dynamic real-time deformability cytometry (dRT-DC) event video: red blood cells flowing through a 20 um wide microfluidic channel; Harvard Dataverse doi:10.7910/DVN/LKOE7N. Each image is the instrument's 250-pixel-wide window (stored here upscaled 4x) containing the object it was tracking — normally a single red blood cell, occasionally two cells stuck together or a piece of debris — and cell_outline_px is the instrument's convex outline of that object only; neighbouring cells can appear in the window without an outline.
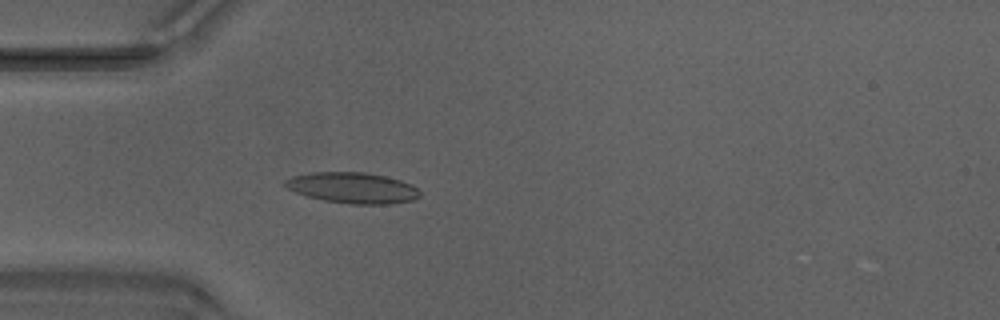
{"species": "Egyptian fruit bat (a non-hibernating species)", "species_latin": "Rousettus aegyptiacus", "temperature_condition": "warm", "stored_images_in_passage": 49, "camera_frame_rate_fps": 3000, "um_per_image_px": 0.085, "animal": {"sex": "male"}, "frame": {"image": 1, "passage_image": 15, "time_ms": 4.667, "image_size_px": [1000, 320], "cell_outline_px": [[420, 196], [412, 200], [392, 204], [352, 204], [324, 200], [308, 196], [296, 192], [280, 184], [284, 180], [292, 176], [312, 172], [364, 172], [384, 176], [400, 180], [416, 188], [420, 192]], "centroid_in_image_um": [29.93, 15.96], "position_along_channel_um": 55.1, "area_um2": 24.1}}
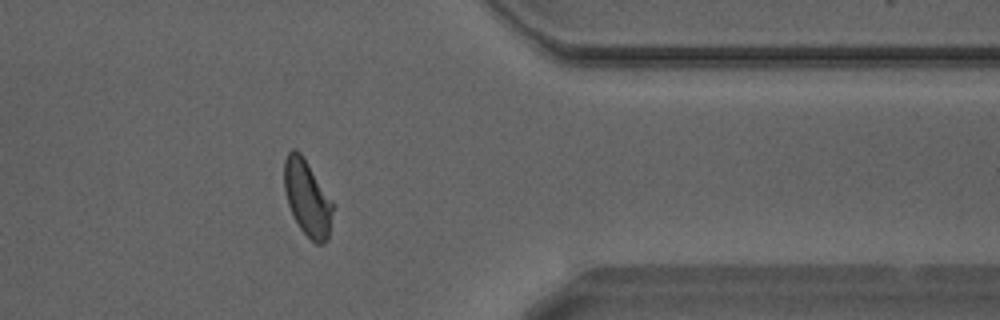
{"frame": {"image": 2, "passage_image": 40, "time_ms": 13.0, "image_size_px": [1000, 320], "cell_outline_px": [[332, 212], [328, 240], [324, 244], [316, 244], [300, 228], [288, 204], [284, 192], [284, 160], [288, 152], [292, 148], [296, 148], [304, 156], [332, 200]], "centroid_in_image_um": [26.11, 16.79], "position_along_channel_um": 385.3, "area_um2": 21.44}}
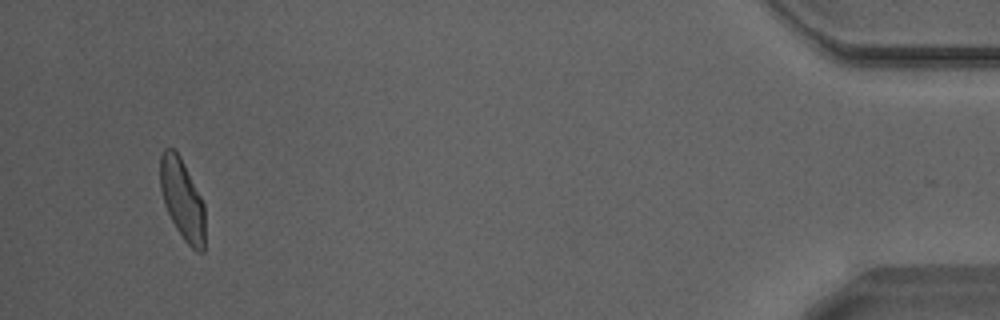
{"frame": {"image": 3, "passage_image": 47, "time_ms": 15.333, "image_size_px": [1000, 320], "cell_outline_px": [[204, 252], [196, 252], [184, 240], [176, 228], [164, 204], [160, 188], [160, 156], [164, 148], [172, 148], [180, 156], [204, 204]], "centroid_in_image_um": [15.48, 16.95], "position_along_channel_um": 419.7, "area_um2": 20.87}, "authors_computed_cell_mechanics": {"area_um2": 21.9062, "velocity_mm_per_s": 4.2251, "shape_relaxation_time_tau1_ms": 3.5988, "shape_relaxation_time_tau2_ms": 1.1154, "deformation_change_tau1": 0.1533, "deformation_change_tau2": 0.0714}}